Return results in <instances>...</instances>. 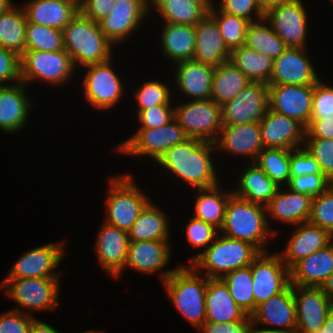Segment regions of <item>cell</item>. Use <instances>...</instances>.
Instances as JSON below:
<instances>
[{
    "instance_id": "484cf974",
    "label": "cell",
    "mask_w": 333,
    "mask_h": 333,
    "mask_svg": "<svg viewBox=\"0 0 333 333\" xmlns=\"http://www.w3.org/2000/svg\"><path fill=\"white\" fill-rule=\"evenodd\" d=\"M285 249L279 254L290 270L297 262L323 249L333 241V236L309 222L297 225Z\"/></svg>"
},
{
    "instance_id": "681fc988",
    "label": "cell",
    "mask_w": 333,
    "mask_h": 333,
    "mask_svg": "<svg viewBox=\"0 0 333 333\" xmlns=\"http://www.w3.org/2000/svg\"><path fill=\"white\" fill-rule=\"evenodd\" d=\"M331 185L332 182L323 173H313L290 177L286 187L313 198L325 192Z\"/></svg>"
},
{
    "instance_id": "6f0895ef",
    "label": "cell",
    "mask_w": 333,
    "mask_h": 333,
    "mask_svg": "<svg viewBox=\"0 0 333 333\" xmlns=\"http://www.w3.org/2000/svg\"><path fill=\"white\" fill-rule=\"evenodd\" d=\"M21 81L20 56L0 47V86Z\"/></svg>"
},
{
    "instance_id": "74e56055",
    "label": "cell",
    "mask_w": 333,
    "mask_h": 333,
    "mask_svg": "<svg viewBox=\"0 0 333 333\" xmlns=\"http://www.w3.org/2000/svg\"><path fill=\"white\" fill-rule=\"evenodd\" d=\"M252 81L230 60L215 66L211 99L218 105L235 98Z\"/></svg>"
},
{
    "instance_id": "11a10c76",
    "label": "cell",
    "mask_w": 333,
    "mask_h": 333,
    "mask_svg": "<svg viewBox=\"0 0 333 333\" xmlns=\"http://www.w3.org/2000/svg\"><path fill=\"white\" fill-rule=\"evenodd\" d=\"M290 177L322 173L316 159L304 146L290 150Z\"/></svg>"
},
{
    "instance_id": "ffe728a7",
    "label": "cell",
    "mask_w": 333,
    "mask_h": 333,
    "mask_svg": "<svg viewBox=\"0 0 333 333\" xmlns=\"http://www.w3.org/2000/svg\"><path fill=\"white\" fill-rule=\"evenodd\" d=\"M306 50V47H287L274 60L273 71L268 85L315 84L320 77L310 61Z\"/></svg>"
},
{
    "instance_id": "ee69618b",
    "label": "cell",
    "mask_w": 333,
    "mask_h": 333,
    "mask_svg": "<svg viewBox=\"0 0 333 333\" xmlns=\"http://www.w3.org/2000/svg\"><path fill=\"white\" fill-rule=\"evenodd\" d=\"M255 163L280 187L290 180V150L282 148H264Z\"/></svg>"
},
{
    "instance_id": "91938a15",
    "label": "cell",
    "mask_w": 333,
    "mask_h": 333,
    "mask_svg": "<svg viewBox=\"0 0 333 333\" xmlns=\"http://www.w3.org/2000/svg\"><path fill=\"white\" fill-rule=\"evenodd\" d=\"M116 0H79V11L86 17L98 23L107 17Z\"/></svg>"
},
{
    "instance_id": "52a82bcc",
    "label": "cell",
    "mask_w": 333,
    "mask_h": 333,
    "mask_svg": "<svg viewBox=\"0 0 333 333\" xmlns=\"http://www.w3.org/2000/svg\"><path fill=\"white\" fill-rule=\"evenodd\" d=\"M60 279L61 277L2 279L0 289L5 288L7 297H11L10 299L18 305L12 308L13 310L34 316L30 311L57 309Z\"/></svg>"
},
{
    "instance_id": "60d3db41",
    "label": "cell",
    "mask_w": 333,
    "mask_h": 333,
    "mask_svg": "<svg viewBox=\"0 0 333 333\" xmlns=\"http://www.w3.org/2000/svg\"><path fill=\"white\" fill-rule=\"evenodd\" d=\"M245 45L274 60L287 49L283 40L264 18L249 23L246 30Z\"/></svg>"
},
{
    "instance_id": "7a4b0ae2",
    "label": "cell",
    "mask_w": 333,
    "mask_h": 333,
    "mask_svg": "<svg viewBox=\"0 0 333 333\" xmlns=\"http://www.w3.org/2000/svg\"><path fill=\"white\" fill-rule=\"evenodd\" d=\"M269 223L271 224L265 206L232 194L227 202L219 232L226 237L248 242L260 252H267L268 242L278 235V230H272Z\"/></svg>"
},
{
    "instance_id": "94428289",
    "label": "cell",
    "mask_w": 333,
    "mask_h": 333,
    "mask_svg": "<svg viewBox=\"0 0 333 333\" xmlns=\"http://www.w3.org/2000/svg\"><path fill=\"white\" fill-rule=\"evenodd\" d=\"M305 138L333 139V116L325 119H310Z\"/></svg>"
},
{
    "instance_id": "d6986e66",
    "label": "cell",
    "mask_w": 333,
    "mask_h": 333,
    "mask_svg": "<svg viewBox=\"0 0 333 333\" xmlns=\"http://www.w3.org/2000/svg\"><path fill=\"white\" fill-rule=\"evenodd\" d=\"M171 247L169 241L129 242L126 264L115 279L121 278L125 268H129L145 275L161 271L160 281H165L176 270V268L163 270L171 259Z\"/></svg>"
},
{
    "instance_id": "f1b7e54d",
    "label": "cell",
    "mask_w": 333,
    "mask_h": 333,
    "mask_svg": "<svg viewBox=\"0 0 333 333\" xmlns=\"http://www.w3.org/2000/svg\"><path fill=\"white\" fill-rule=\"evenodd\" d=\"M195 39L194 61L218 66L230 60L231 50L209 14L195 25Z\"/></svg>"
},
{
    "instance_id": "3957f363",
    "label": "cell",
    "mask_w": 333,
    "mask_h": 333,
    "mask_svg": "<svg viewBox=\"0 0 333 333\" xmlns=\"http://www.w3.org/2000/svg\"><path fill=\"white\" fill-rule=\"evenodd\" d=\"M64 50L73 64L85 67L106 62L113 57L114 44L101 32L99 24L80 11L63 29Z\"/></svg>"
},
{
    "instance_id": "5bb4252c",
    "label": "cell",
    "mask_w": 333,
    "mask_h": 333,
    "mask_svg": "<svg viewBox=\"0 0 333 333\" xmlns=\"http://www.w3.org/2000/svg\"><path fill=\"white\" fill-rule=\"evenodd\" d=\"M268 110V84L251 82L235 98L221 106L222 124L259 122Z\"/></svg>"
},
{
    "instance_id": "8992f818",
    "label": "cell",
    "mask_w": 333,
    "mask_h": 333,
    "mask_svg": "<svg viewBox=\"0 0 333 333\" xmlns=\"http://www.w3.org/2000/svg\"><path fill=\"white\" fill-rule=\"evenodd\" d=\"M109 178L104 222L128 232L150 198L138 188L130 173Z\"/></svg>"
},
{
    "instance_id": "83f0119b",
    "label": "cell",
    "mask_w": 333,
    "mask_h": 333,
    "mask_svg": "<svg viewBox=\"0 0 333 333\" xmlns=\"http://www.w3.org/2000/svg\"><path fill=\"white\" fill-rule=\"evenodd\" d=\"M283 187L278 188L274 197L265 206L266 215L271 216L274 221L293 226L308 222L312 197Z\"/></svg>"
},
{
    "instance_id": "89a4df30",
    "label": "cell",
    "mask_w": 333,
    "mask_h": 333,
    "mask_svg": "<svg viewBox=\"0 0 333 333\" xmlns=\"http://www.w3.org/2000/svg\"><path fill=\"white\" fill-rule=\"evenodd\" d=\"M81 333H103V331L90 330V331H85V332H81Z\"/></svg>"
},
{
    "instance_id": "4dcf8cb0",
    "label": "cell",
    "mask_w": 333,
    "mask_h": 333,
    "mask_svg": "<svg viewBox=\"0 0 333 333\" xmlns=\"http://www.w3.org/2000/svg\"><path fill=\"white\" fill-rule=\"evenodd\" d=\"M333 273V241L290 269V284L321 287Z\"/></svg>"
},
{
    "instance_id": "7402d4cb",
    "label": "cell",
    "mask_w": 333,
    "mask_h": 333,
    "mask_svg": "<svg viewBox=\"0 0 333 333\" xmlns=\"http://www.w3.org/2000/svg\"><path fill=\"white\" fill-rule=\"evenodd\" d=\"M252 323L256 326L271 325L279 332L296 333V311L293 298V285H289L281 293L270 297L259 304L250 315Z\"/></svg>"
},
{
    "instance_id": "4316f807",
    "label": "cell",
    "mask_w": 333,
    "mask_h": 333,
    "mask_svg": "<svg viewBox=\"0 0 333 333\" xmlns=\"http://www.w3.org/2000/svg\"><path fill=\"white\" fill-rule=\"evenodd\" d=\"M175 84L190 100L211 99L212 79L215 66L194 60L175 63Z\"/></svg>"
},
{
    "instance_id": "f35d334b",
    "label": "cell",
    "mask_w": 333,
    "mask_h": 333,
    "mask_svg": "<svg viewBox=\"0 0 333 333\" xmlns=\"http://www.w3.org/2000/svg\"><path fill=\"white\" fill-rule=\"evenodd\" d=\"M230 61L252 82L269 83L274 64L271 57L242 45L231 50Z\"/></svg>"
},
{
    "instance_id": "7c38bea8",
    "label": "cell",
    "mask_w": 333,
    "mask_h": 333,
    "mask_svg": "<svg viewBox=\"0 0 333 333\" xmlns=\"http://www.w3.org/2000/svg\"><path fill=\"white\" fill-rule=\"evenodd\" d=\"M253 294L256 307L270 297L284 291L290 285V270L279 252H261L251 263Z\"/></svg>"
},
{
    "instance_id": "2e32d148",
    "label": "cell",
    "mask_w": 333,
    "mask_h": 333,
    "mask_svg": "<svg viewBox=\"0 0 333 333\" xmlns=\"http://www.w3.org/2000/svg\"><path fill=\"white\" fill-rule=\"evenodd\" d=\"M64 246L63 241L53 242L24 252L12 265L4 279L61 277L55 268L64 259L66 253Z\"/></svg>"
},
{
    "instance_id": "7bdbcfd3",
    "label": "cell",
    "mask_w": 333,
    "mask_h": 333,
    "mask_svg": "<svg viewBox=\"0 0 333 333\" xmlns=\"http://www.w3.org/2000/svg\"><path fill=\"white\" fill-rule=\"evenodd\" d=\"M208 14L216 21L221 36L230 50L245 45L246 30L250 23L248 20L220 11L213 2Z\"/></svg>"
},
{
    "instance_id": "8d00e7d4",
    "label": "cell",
    "mask_w": 333,
    "mask_h": 333,
    "mask_svg": "<svg viewBox=\"0 0 333 333\" xmlns=\"http://www.w3.org/2000/svg\"><path fill=\"white\" fill-rule=\"evenodd\" d=\"M196 190L199 193L195 199L193 217L212 224L220 230L224 221L227 202L233 194L232 191L223 189L220 183L214 187Z\"/></svg>"
},
{
    "instance_id": "e0dca14e",
    "label": "cell",
    "mask_w": 333,
    "mask_h": 333,
    "mask_svg": "<svg viewBox=\"0 0 333 333\" xmlns=\"http://www.w3.org/2000/svg\"><path fill=\"white\" fill-rule=\"evenodd\" d=\"M296 333H317L323 327L333 302L321 287L294 286Z\"/></svg>"
},
{
    "instance_id": "003e7915",
    "label": "cell",
    "mask_w": 333,
    "mask_h": 333,
    "mask_svg": "<svg viewBox=\"0 0 333 333\" xmlns=\"http://www.w3.org/2000/svg\"><path fill=\"white\" fill-rule=\"evenodd\" d=\"M267 328L258 329V327H256V325L252 323L249 328L248 333H287V332H279L277 330H274L273 328H269V327H267Z\"/></svg>"
},
{
    "instance_id": "4fadbf2b",
    "label": "cell",
    "mask_w": 333,
    "mask_h": 333,
    "mask_svg": "<svg viewBox=\"0 0 333 333\" xmlns=\"http://www.w3.org/2000/svg\"><path fill=\"white\" fill-rule=\"evenodd\" d=\"M303 4L302 0H292L264 13V19L287 47H306L309 19Z\"/></svg>"
},
{
    "instance_id": "f5cc1de1",
    "label": "cell",
    "mask_w": 333,
    "mask_h": 333,
    "mask_svg": "<svg viewBox=\"0 0 333 333\" xmlns=\"http://www.w3.org/2000/svg\"><path fill=\"white\" fill-rule=\"evenodd\" d=\"M217 8L225 13L255 22L264 18L258 0H221ZM253 15L255 17H253Z\"/></svg>"
},
{
    "instance_id": "9c48e42d",
    "label": "cell",
    "mask_w": 333,
    "mask_h": 333,
    "mask_svg": "<svg viewBox=\"0 0 333 333\" xmlns=\"http://www.w3.org/2000/svg\"><path fill=\"white\" fill-rule=\"evenodd\" d=\"M186 139L187 135L174 118L159 128H138V131L115 148L119 153L138 159L143 155L151 157L149 159L157 163L168 149Z\"/></svg>"
},
{
    "instance_id": "6da1fadb",
    "label": "cell",
    "mask_w": 333,
    "mask_h": 333,
    "mask_svg": "<svg viewBox=\"0 0 333 333\" xmlns=\"http://www.w3.org/2000/svg\"><path fill=\"white\" fill-rule=\"evenodd\" d=\"M214 152H217L215 143L188 138L168 149L156 164L194 189L210 188L220 183Z\"/></svg>"
},
{
    "instance_id": "d6a6232c",
    "label": "cell",
    "mask_w": 333,
    "mask_h": 333,
    "mask_svg": "<svg viewBox=\"0 0 333 333\" xmlns=\"http://www.w3.org/2000/svg\"><path fill=\"white\" fill-rule=\"evenodd\" d=\"M239 177L238 188L232 189V193L263 206L268 204L280 187L255 162L246 165Z\"/></svg>"
},
{
    "instance_id": "9f6ffc18",
    "label": "cell",
    "mask_w": 333,
    "mask_h": 333,
    "mask_svg": "<svg viewBox=\"0 0 333 333\" xmlns=\"http://www.w3.org/2000/svg\"><path fill=\"white\" fill-rule=\"evenodd\" d=\"M2 313H0V333H30V326L35 316L13 309Z\"/></svg>"
},
{
    "instance_id": "ab89813d",
    "label": "cell",
    "mask_w": 333,
    "mask_h": 333,
    "mask_svg": "<svg viewBox=\"0 0 333 333\" xmlns=\"http://www.w3.org/2000/svg\"><path fill=\"white\" fill-rule=\"evenodd\" d=\"M26 23L24 10L18 6L0 13V47L21 56L26 50Z\"/></svg>"
},
{
    "instance_id": "9a60e30c",
    "label": "cell",
    "mask_w": 333,
    "mask_h": 333,
    "mask_svg": "<svg viewBox=\"0 0 333 333\" xmlns=\"http://www.w3.org/2000/svg\"><path fill=\"white\" fill-rule=\"evenodd\" d=\"M150 13L149 0H116L110 14L98 22L101 32L114 44L123 43L143 25ZM140 25V26H139ZM125 40V41H124Z\"/></svg>"
},
{
    "instance_id": "816d5d0a",
    "label": "cell",
    "mask_w": 333,
    "mask_h": 333,
    "mask_svg": "<svg viewBox=\"0 0 333 333\" xmlns=\"http://www.w3.org/2000/svg\"><path fill=\"white\" fill-rule=\"evenodd\" d=\"M333 116V86L320 78L314 84L311 119H325Z\"/></svg>"
},
{
    "instance_id": "d590c367",
    "label": "cell",
    "mask_w": 333,
    "mask_h": 333,
    "mask_svg": "<svg viewBox=\"0 0 333 333\" xmlns=\"http://www.w3.org/2000/svg\"><path fill=\"white\" fill-rule=\"evenodd\" d=\"M159 207L152 201L146 204L128 231L129 242L169 241L170 222L163 209Z\"/></svg>"
},
{
    "instance_id": "d4e9b609",
    "label": "cell",
    "mask_w": 333,
    "mask_h": 333,
    "mask_svg": "<svg viewBox=\"0 0 333 333\" xmlns=\"http://www.w3.org/2000/svg\"><path fill=\"white\" fill-rule=\"evenodd\" d=\"M218 152L250 157L255 162L264 149L259 122L247 124L222 125L219 137L215 141Z\"/></svg>"
},
{
    "instance_id": "cb8c5ba5",
    "label": "cell",
    "mask_w": 333,
    "mask_h": 333,
    "mask_svg": "<svg viewBox=\"0 0 333 333\" xmlns=\"http://www.w3.org/2000/svg\"><path fill=\"white\" fill-rule=\"evenodd\" d=\"M94 244L100 266L115 278L126 264L128 232L103 222Z\"/></svg>"
},
{
    "instance_id": "44dd1931",
    "label": "cell",
    "mask_w": 333,
    "mask_h": 333,
    "mask_svg": "<svg viewBox=\"0 0 333 333\" xmlns=\"http://www.w3.org/2000/svg\"><path fill=\"white\" fill-rule=\"evenodd\" d=\"M259 126L264 148L293 150L304 146L306 128L291 117L269 109Z\"/></svg>"
},
{
    "instance_id": "f546056e",
    "label": "cell",
    "mask_w": 333,
    "mask_h": 333,
    "mask_svg": "<svg viewBox=\"0 0 333 333\" xmlns=\"http://www.w3.org/2000/svg\"><path fill=\"white\" fill-rule=\"evenodd\" d=\"M22 8L28 22L63 30L79 12V0H29Z\"/></svg>"
},
{
    "instance_id": "836d02e7",
    "label": "cell",
    "mask_w": 333,
    "mask_h": 333,
    "mask_svg": "<svg viewBox=\"0 0 333 333\" xmlns=\"http://www.w3.org/2000/svg\"><path fill=\"white\" fill-rule=\"evenodd\" d=\"M212 0H149L151 8L163 19L162 23L195 26L209 12Z\"/></svg>"
},
{
    "instance_id": "277c9868",
    "label": "cell",
    "mask_w": 333,
    "mask_h": 333,
    "mask_svg": "<svg viewBox=\"0 0 333 333\" xmlns=\"http://www.w3.org/2000/svg\"><path fill=\"white\" fill-rule=\"evenodd\" d=\"M176 310L190 325L198 329L206 318L205 294L208 278L201 276L190 264L177 265L176 270L162 282Z\"/></svg>"
},
{
    "instance_id": "a7ac6f4b",
    "label": "cell",
    "mask_w": 333,
    "mask_h": 333,
    "mask_svg": "<svg viewBox=\"0 0 333 333\" xmlns=\"http://www.w3.org/2000/svg\"><path fill=\"white\" fill-rule=\"evenodd\" d=\"M14 5L12 0H0V13L10 9Z\"/></svg>"
},
{
    "instance_id": "c3c4849f",
    "label": "cell",
    "mask_w": 333,
    "mask_h": 333,
    "mask_svg": "<svg viewBox=\"0 0 333 333\" xmlns=\"http://www.w3.org/2000/svg\"><path fill=\"white\" fill-rule=\"evenodd\" d=\"M304 148L316 159L321 172L333 182V139L305 138Z\"/></svg>"
},
{
    "instance_id": "1f68e13d",
    "label": "cell",
    "mask_w": 333,
    "mask_h": 333,
    "mask_svg": "<svg viewBox=\"0 0 333 333\" xmlns=\"http://www.w3.org/2000/svg\"><path fill=\"white\" fill-rule=\"evenodd\" d=\"M205 321L226 323L242 321L248 314L234 301L221 278L208 279L205 294Z\"/></svg>"
},
{
    "instance_id": "680465c9",
    "label": "cell",
    "mask_w": 333,
    "mask_h": 333,
    "mask_svg": "<svg viewBox=\"0 0 333 333\" xmlns=\"http://www.w3.org/2000/svg\"><path fill=\"white\" fill-rule=\"evenodd\" d=\"M251 324V316L247 315L242 321L226 323L205 321L197 330L201 333H248Z\"/></svg>"
},
{
    "instance_id": "be15d7a7",
    "label": "cell",
    "mask_w": 333,
    "mask_h": 333,
    "mask_svg": "<svg viewBox=\"0 0 333 333\" xmlns=\"http://www.w3.org/2000/svg\"><path fill=\"white\" fill-rule=\"evenodd\" d=\"M292 0H258L259 5L263 13L267 12L272 7L290 2Z\"/></svg>"
},
{
    "instance_id": "603a6c76",
    "label": "cell",
    "mask_w": 333,
    "mask_h": 333,
    "mask_svg": "<svg viewBox=\"0 0 333 333\" xmlns=\"http://www.w3.org/2000/svg\"><path fill=\"white\" fill-rule=\"evenodd\" d=\"M28 87L22 81L0 86V130L4 133H16L27 125L34 106L26 93Z\"/></svg>"
},
{
    "instance_id": "b9f144b4",
    "label": "cell",
    "mask_w": 333,
    "mask_h": 333,
    "mask_svg": "<svg viewBox=\"0 0 333 333\" xmlns=\"http://www.w3.org/2000/svg\"><path fill=\"white\" fill-rule=\"evenodd\" d=\"M234 301L248 314L255 311L253 278L250 265L227 273L221 278Z\"/></svg>"
},
{
    "instance_id": "5b68a950",
    "label": "cell",
    "mask_w": 333,
    "mask_h": 333,
    "mask_svg": "<svg viewBox=\"0 0 333 333\" xmlns=\"http://www.w3.org/2000/svg\"><path fill=\"white\" fill-rule=\"evenodd\" d=\"M261 252L252 244L223 234H218L213 243L189 259L190 265L203 272L208 279L222 278L227 273L251 265Z\"/></svg>"
},
{
    "instance_id": "e7e4bbea",
    "label": "cell",
    "mask_w": 333,
    "mask_h": 333,
    "mask_svg": "<svg viewBox=\"0 0 333 333\" xmlns=\"http://www.w3.org/2000/svg\"><path fill=\"white\" fill-rule=\"evenodd\" d=\"M317 333H333V307L325 318L323 327Z\"/></svg>"
},
{
    "instance_id": "ba28073f",
    "label": "cell",
    "mask_w": 333,
    "mask_h": 333,
    "mask_svg": "<svg viewBox=\"0 0 333 333\" xmlns=\"http://www.w3.org/2000/svg\"><path fill=\"white\" fill-rule=\"evenodd\" d=\"M75 70L71 56L64 49L55 52L25 50L20 56L21 81L27 86L37 80L62 86L72 79Z\"/></svg>"
},
{
    "instance_id": "f6af8a7d",
    "label": "cell",
    "mask_w": 333,
    "mask_h": 333,
    "mask_svg": "<svg viewBox=\"0 0 333 333\" xmlns=\"http://www.w3.org/2000/svg\"><path fill=\"white\" fill-rule=\"evenodd\" d=\"M26 50L55 52L64 49L63 30L42 26L37 23H26Z\"/></svg>"
},
{
    "instance_id": "8fae6325",
    "label": "cell",
    "mask_w": 333,
    "mask_h": 333,
    "mask_svg": "<svg viewBox=\"0 0 333 333\" xmlns=\"http://www.w3.org/2000/svg\"><path fill=\"white\" fill-rule=\"evenodd\" d=\"M112 58L106 62L87 65L82 78L83 93L86 101L95 109L109 110L124 95L123 82L112 68Z\"/></svg>"
},
{
    "instance_id": "bcb514c9",
    "label": "cell",
    "mask_w": 333,
    "mask_h": 333,
    "mask_svg": "<svg viewBox=\"0 0 333 333\" xmlns=\"http://www.w3.org/2000/svg\"><path fill=\"white\" fill-rule=\"evenodd\" d=\"M135 92V93H134ZM133 92L138 107L136 111H143L152 106L171 104L172 91L168 84L158 80L144 81Z\"/></svg>"
},
{
    "instance_id": "03108f58",
    "label": "cell",
    "mask_w": 333,
    "mask_h": 333,
    "mask_svg": "<svg viewBox=\"0 0 333 333\" xmlns=\"http://www.w3.org/2000/svg\"><path fill=\"white\" fill-rule=\"evenodd\" d=\"M321 288L323 292L328 296V298L333 302V273L321 285Z\"/></svg>"
},
{
    "instance_id": "6125c7cd",
    "label": "cell",
    "mask_w": 333,
    "mask_h": 333,
    "mask_svg": "<svg viewBox=\"0 0 333 333\" xmlns=\"http://www.w3.org/2000/svg\"><path fill=\"white\" fill-rule=\"evenodd\" d=\"M30 333H60L42 320L35 318L30 326Z\"/></svg>"
},
{
    "instance_id": "f907efd6",
    "label": "cell",
    "mask_w": 333,
    "mask_h": 333,
    "mask_svg": "<svg viewBox=\"0 0 333 333\" xmlns=\"http://www.w3.org/2000/svg\"><path fill=\"white\" fill-rule=\"evenodd\" d=\"M185 232L187 240L193 246V249L203 247L206 250L218 236L219 229L212 224L192 217L186 226Z\"/></svg>"
},
{
    "instance_id": "db71d44e",
    "label": "cell",
    "mask_w": 333,
    "mask_h": 333,
    "mask_svg": "<svg viewBox=\"0 0 333 333\" xmlns=\"http://www.w3.org/2000/svg\"><path fill=\"white\" fill-rule=\"evenodd\" d=\"M161 104L149 107L143 111H136L139 128H159L174 119V106Z\"/></svg>"
},
{
    "instance_id": "ac0fdd59",
    "label": "cell",
    "mask_w": 333,
    "mask_h": 333,
    "mask_svg": "<svg viewBox=\"0 0 333 333\" xmlns=\"http://www.w3.org/2000/svg\"><path fill=\"white\" fill-rule=\"evenodd\" d=\"M314 84L268 85L269 109L308 127L312 114Z\"/></svg>"
},
{
    "instance_id": "7dc6e473",
    "label": "cell",
    "mask_w": 333,
    "mask_h": 333,
    "mask_svg": "<svg viewBox=\"0 0 333 333\" xmlns=\"http://www.w3.org/2000/svg\"><path fill=\"white\" fill-rule=\"evenodd\" d=\"M309 223L319 226L333 236V185L312 198Z\"/></svg>"
},
{
    "instance_id": "30bf717a",
    "label": "cell",
    "mask_w": 333,
    "mask_h": 333,
    "mask_svg": "<svg viewBox=\"0 0 333 333\" xmlns=\"http://www.w3.org/2000/svg\"><path fill=\"white\" fill-rule=\"evenodd\" d=\"M174 118L188 138L215 143L222 127L221 106L212 99L188 100L174 106Z\"/></svg>"
},
{
    "instance_id": "e575fe53",
    "label": "cell",
    "mask_w": 333,
    "mask_h": 333,
    "mask_svg": "<svg viewBox=\"0 0 333 333\" xmlns=\"http://www.w3.org/2000/svg\"><path fill=\"white\" fill-rule=\"evenodd\" d=\"M161 49L173 63L193 60L195 52V26L188 24L162 23Z\"/></svg>"
}]
</instances>
